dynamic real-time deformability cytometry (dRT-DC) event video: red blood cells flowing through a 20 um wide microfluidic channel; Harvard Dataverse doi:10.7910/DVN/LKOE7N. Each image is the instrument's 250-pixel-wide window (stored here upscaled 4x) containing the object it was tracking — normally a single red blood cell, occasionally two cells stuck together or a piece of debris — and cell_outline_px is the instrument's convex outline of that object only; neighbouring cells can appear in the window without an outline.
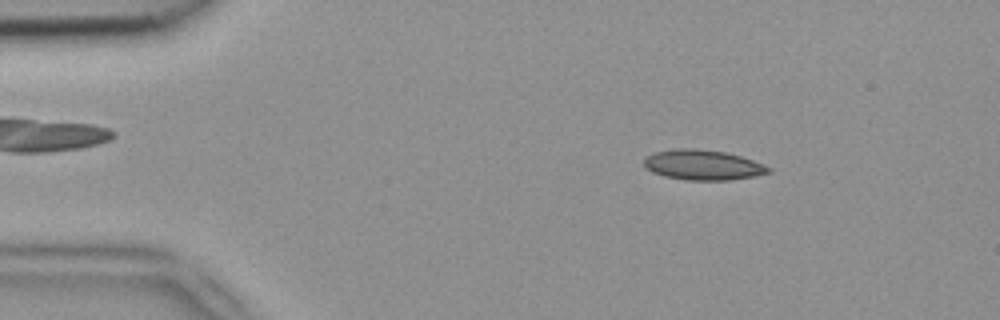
{"species": "common noctule bat (a hibernating species)", "species_latin": "Nyctalus noctula", "temperature_condition": "room temperature", "stored_images_in_passage": 49, "camera_frame_rate_fps": 3000, "um_per_image_px": 0.085, "animal": {"sex": "female", "body_mass_g": 18.4}, "frame": {"image": 1, "passage_image": 6, "time_ms": 1.667, "image_size_px": [1000, 320], "cell_outline_px": [[772, 172], [732, 180], [684, 180], [664, 176], [652, 172], [644, 168], [644, 160], [648, 156], [656, 152], [676, 148], [692, 148], [724, 152], [740, 156], [764, 164], [772, 168]], "centroid_in_image_um": [59.74, 14.03], "position_along_channel_um": 25.3, "area_um2": 21.85}}
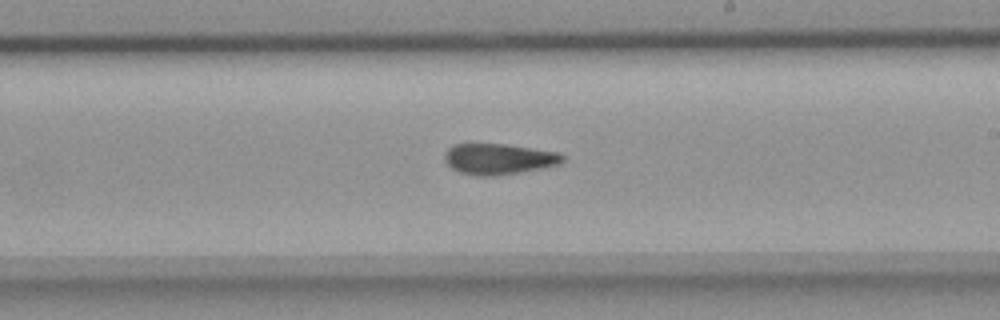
{"frame": {"image": 2, "passage_image": 28, "time_ms": 9.0, "image_size_px": [1000, 320], "cell_outline_px": [[564, 160], [560, 164], [544, 168], [492, 176], [476, 176], [460, 172], [452, 168], [444, 160], [444, 152], [452, 144], [504, 144], [560, 152], [564, 156]], "centroid_in_image_um": [42.39, 13.51], "position_along_channel_um": 246.6, "area_um2": 21.27}}
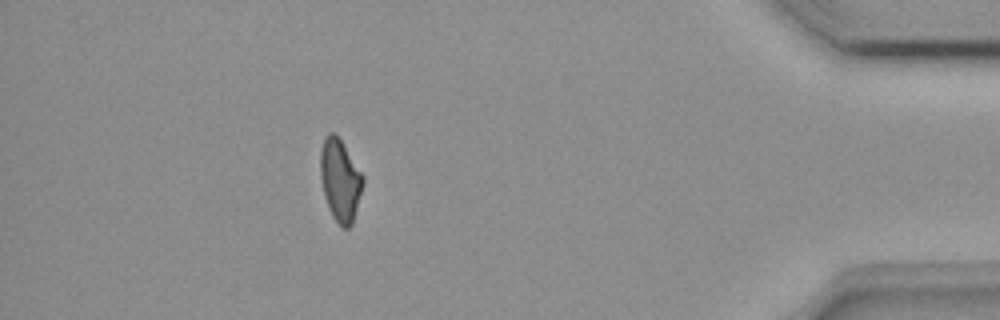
{"frame": {"image": 3, "passage_image": 44, "time_ms": 14.333, "image_size_px": [1000, 320], "cell_outline_px": [[364, 184], [352, 224], [348, 228], [344, 228], [332, 216], [328, 208], [324, 196], [320, 180], [320, 152], [324, 136], [328, 132], [332, 132], [340, 140], [364, 176]], "centroid_in_image_um": [28.9, 15.32], "position_along_channel_um": 406.3, "area_um2": 20.35}, "authors_computed_cell_mechanics": {"area_um2": 21.2704, "velocity_mm_per_s": 3.927, "shape_relaxation_time_tau1_ms": null, "shape_relaxation_time_tau2_ms": 3.8099, "deformation_change_tau1": null, "deformation_change_tau2": 0.1128}}